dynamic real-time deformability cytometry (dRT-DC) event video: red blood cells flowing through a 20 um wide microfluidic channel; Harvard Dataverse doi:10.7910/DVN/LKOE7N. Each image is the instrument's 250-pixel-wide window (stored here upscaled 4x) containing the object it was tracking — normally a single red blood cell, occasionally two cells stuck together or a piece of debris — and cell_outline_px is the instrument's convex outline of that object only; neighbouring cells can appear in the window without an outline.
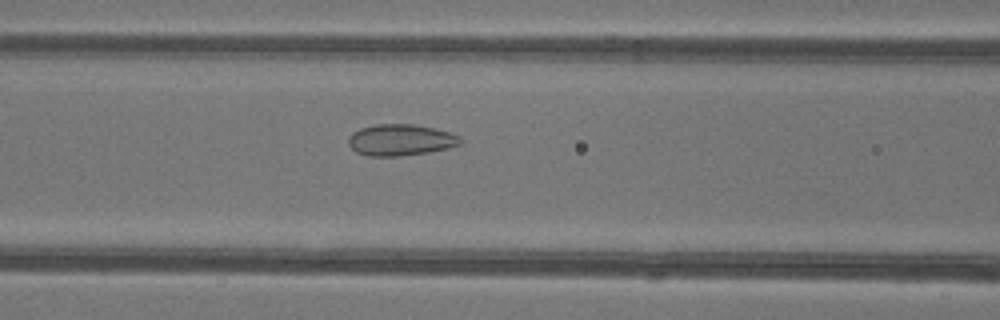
{"species": "common noctule bat (a hibernating species)", "species_latin": "Nyctalus noctula", "temperature_condition": "warm", "stored_images_in_passage": 50, "camera_frame_rate_fps": 3000, "um_per_image_px": 0.085, "animal": {"sex": "female"}, "frame": {"image": 1, "passage_image": 22, "time_ms": 7.0, "image_size_px": [1000, 320], "cell_outline_px": [[460, 144], [448, 148], [428, 152], [400, 156], [368, 156], [356, 152], [348, 144], [348, 136], [352, 132], [360, 128], [376, 124], [416, 124], [436, 128], [460, 136]], "centroid_in_image_um": [34.02, 11.89], "position_along_channel_um": 132.6, "area_um2": 20.58}}
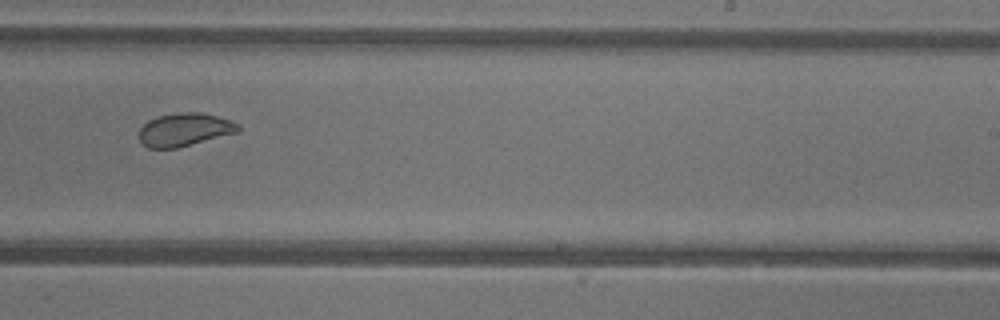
{"frame": {"image": 2, "passage_image": 32, "time_ms": 10.333, "image_size_px": [1000, 320], "cell_outline_px": [[240, 128], [236, 132], [176, 148], [148, 148], [140, 140], [140, 128], [148, 120], [160, 116], [176, 112], [200, 112], [216, 116], [240, 124]], "centroid_in_image_um": [15.66, 11.01], "position_along_channel_um": 273.3, "area_um2": 18.73}}
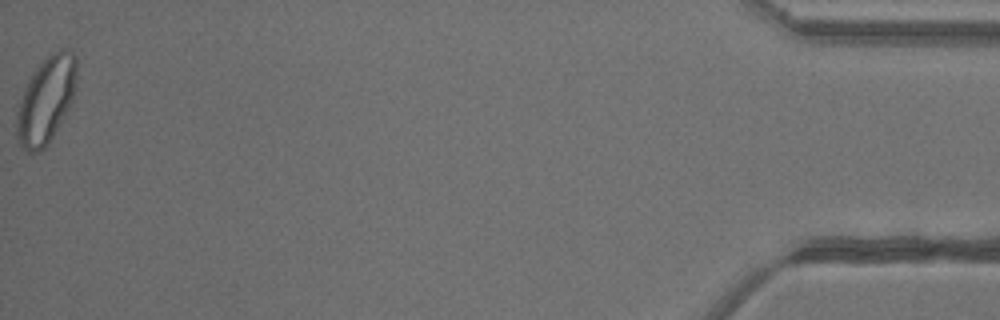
{"frame": {"image": 3, "passage_image": 50, "time_ms": 16.333, "image_size_px": [1000, 320], "cell_outline_px": [[76, 84], [72, 100], [68, 108], [48, 144], [40, 152], [28, 152], [16, 140], [16, 112], [24, 88], [28, 80], [36, 68], [52, 52], [60, 48], [72, 48], [76, 56]], "centroid_in_image_um": [3.91, 8.48], "position_along_channel_um": 431.3, "area_um2": 30.29}, "authors_computed_cell_mechanics": {"area_um2": 25.1719, "velocity_mm_per_s": 4.2328, "shape_relaxation_time_tau1_ms": null, "shape_relaxation_time_tau2_ms": 1.0523, "deformation_change_tau1": null, "deformation_change_tau2": 0.0576}}